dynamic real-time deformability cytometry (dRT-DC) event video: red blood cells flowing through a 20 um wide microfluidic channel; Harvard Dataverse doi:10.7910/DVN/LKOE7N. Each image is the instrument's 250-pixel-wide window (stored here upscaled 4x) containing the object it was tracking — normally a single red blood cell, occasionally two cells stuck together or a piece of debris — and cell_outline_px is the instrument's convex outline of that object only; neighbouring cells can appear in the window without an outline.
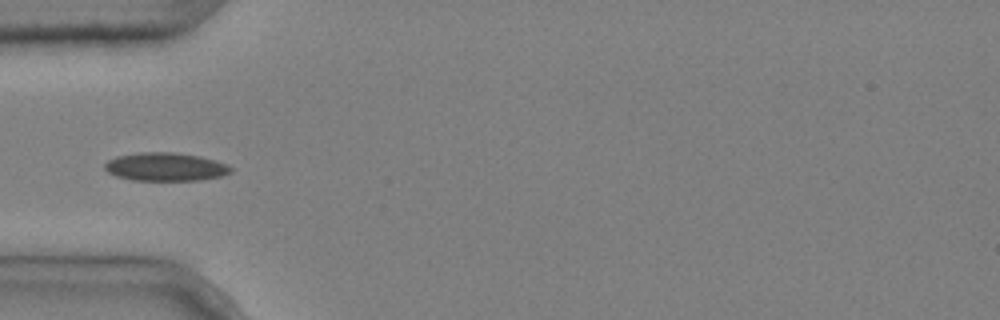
{"species": "common noctule bat (a hibernating species)", "species_latin": "Nyctalus noctula", "temperature_condition": "cold", "stored_images_in_passage": 5, "camera_frame_rate_fps": 3000, "um_per_image_px": 0.085, "animal": {"sex": "male", "body_mass_g": 20.4}, "frame": {"image": 1, "passage_image": 4, "time_ms": 1.0, "image_size_px": [1000, 320], "cell_outline_px": [[232, 172], [220, 176], [200, 180], [132, 180], [116, 176], [108, 172], [104, 168], [104, 164], [108, 160], [116, 156], [140, 152], [172, 152], [196, 156], [212, 160], [224, 164], [232, 168]], "centroid_in_image_um": [14.0, 14.18], "position_along_channel_um": 71.0, "area_um2": 20.52}}